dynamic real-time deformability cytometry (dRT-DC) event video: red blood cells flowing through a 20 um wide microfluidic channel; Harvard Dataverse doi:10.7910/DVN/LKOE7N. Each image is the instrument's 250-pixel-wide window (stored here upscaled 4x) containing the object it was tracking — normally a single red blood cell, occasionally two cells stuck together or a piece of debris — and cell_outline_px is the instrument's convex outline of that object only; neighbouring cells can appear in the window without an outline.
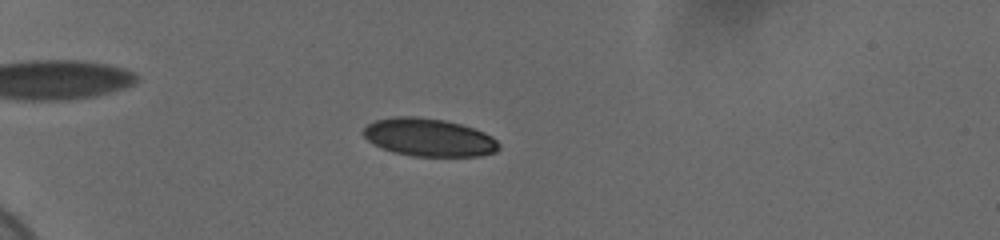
{"species": "human", "species_latin": "Homo sapiens", "temperature_condition": "cold", "stored_images_in_passage": 59, "camera_frame_rate_fps": 3000, "um_per_image_px": 0.085, "donor": {"sex": "female"}, "frame": {"image": 1, "passage_image": 19, "time_ms": 6.0, "image_size_px": [1000, 240], "cell_outline_px": [[500, 148], [496, 152], [480, 156], [412, 156], [392, 152], [368, 140], [364, 136], [364, 128], [368, 124], [376, 120], [396, 116], [412, 116], [444, 120], [460, 124], [484, 132], [492, 136], [500, 144]], "centroid_in_image_um": [36.49, 11.68], "position_along_channel_um": 48.5, "area_um2": 29.77}}
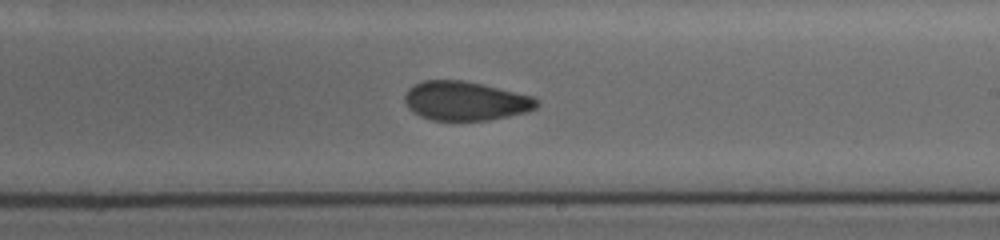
{"frame": {"image": 2, "passage_image": 39, "time_ms": 12.667, "image_size_px": [1000, 240], "cell_outline_px": [[540, 104], [536, 108], [528, 112], [488, 120], [432, 120], [420, 116], [412, 112], [408, 108], [404, 100], [404, 96], [408, 88], [412, 84], [424, 80], [464, 80], [532, 96], [540, 100]], "centroid_in_image_um": [39.55, 8.58], "position_along_channel_um": 249.5, "area_um2": 30.23}}
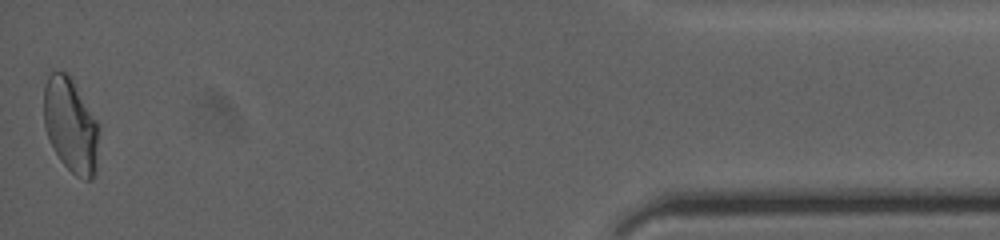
{"frame": {"image": 3, "passage_image": 59, "time_ms": 19.333, "image_size_px": [1000, 240], "cell_outline_px": [[100, 124], [96, 164], [92, 180], [84, 180], [76, 176], [60, 160], [44, 128], [44, 84], [48, 76], [52, 72], [68, 72], [72, 76]], "centroid_in_image_um": [6.03, 10.6], "position_along_channel_um": 429.2, "area_um2": 30.75}, "authors_computed_cell_mechanics": {"area_um2": 30.1138, "velocity_mm_per_s": 3.6812, "shape_relaxation_time_tau1_ms": 7.3556, "shape_relaxation_time_tau2_ms": 1.7255, "deformation_change_tau1": 0.1405, "deformation_change_tau2": 0.0749}}